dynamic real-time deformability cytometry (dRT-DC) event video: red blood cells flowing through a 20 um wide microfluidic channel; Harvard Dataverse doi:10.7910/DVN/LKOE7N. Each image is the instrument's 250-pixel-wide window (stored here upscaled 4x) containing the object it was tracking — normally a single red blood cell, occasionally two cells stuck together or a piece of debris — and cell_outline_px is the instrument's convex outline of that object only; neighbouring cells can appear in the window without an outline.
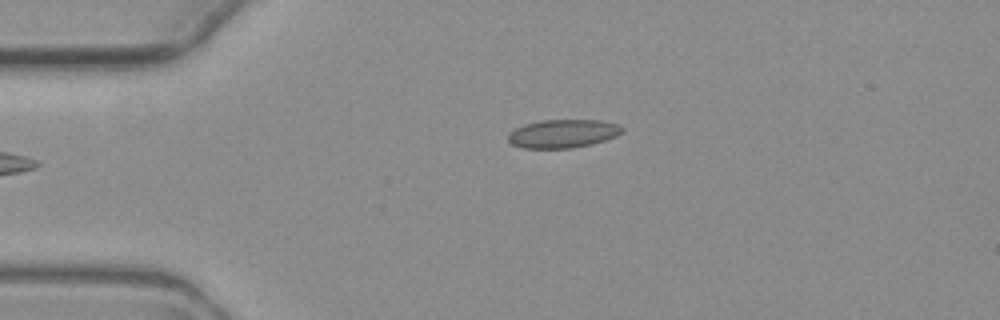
{"species": "common noctule bat (a hibernating species)", "species_latin": "Nyctalus noctula", "temperature_condition": "warm", "stored_images_in_passage": 2, "camera_frame_rate_fps": 3000, "um_per_image_px": 0.085, "animal": {"sex": "female", "body_mass_g": 19.3, "forearm_length_mm": 54.1}, "frame": {"image": 1, "passage_image": 1, "time_ms": 0.0, "image_size_px": [1000, 320], "cell_outline_px": [[624, 128], [616, 136], [604, 140], [572, 148], [524, 148], [512, 144], [508, 140], [508, 132], [524, 124], [540, 120], [600, 120], [620, 124]], "centroid_in_image_um": [47.82, 11.34], "position_along_channel_um": 37.2, "area_um2": 18.79}}